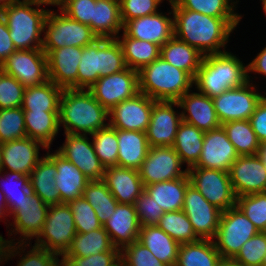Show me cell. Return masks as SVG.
<instances>
[{
    "mask_svg": "<svg viewBox=\"0 0 266 266\" xmlns=\"http://www.w3.org/2000/svg\"><path fill=\"white\" fill-rule=\"evenodd\" d=\"M174 36L196 48L201 54H220L243 18H215L172 4Z\"/></svg>",
    "mask_w": 266,
    "mask_h": 266,
    "instance_id": "cell-1",
    "label": "cell"
},
{
    "mask_svg": "<svg viewBox=\"0 0 266 266\" xmlns=\"http://www.w3.org/2000/svg\"><path fill=\"white\" fill-rule=\"evenodd\" d=\"M109 125V111L86 89H64L60 98L59 127L63 133L92 135Z\"/></svg>",
    "mask_w": 266,
    "mask_h": 266,
    "instance_id": "cell-2",
    "label": "cell"
},
{
    "mask_svg": "<svg viewBox=\"0 0 266 266\" xmlns=\"http://www.w3.org/2000/svg\"><path fill=\"white\" fill-rule=\"evenodd\" d=\"M230 51L204 55L194 78V88L210 98L248 82L247 63Z\"/></svg>",
    "mask_w": 266,
    "mask_h": 266,
    "instance_id": "cell-3",
    "label": "cell"
},
{
    "mask_svg": "<svg viewBox=\"0 0 266 266\" xmlns=\"http://www.w3.org/2000/svg\"><path fill=\"white\" fill-rule=\"evenodd\" d=\"M46 6L33 0H17L0 10L16 50L42 49L44 23L50 10Z\"/></svg>",
    "mask_w": 266,
    "mask_h": 266,
    "instance_id": "cell-4",
    "label": "cell"
},
{
    "mask_svg": "<svg viewBox=\"0 0 266 266\" xmlns=\"http://www.w3.org/2000/svg\"><path fill=\"white\" fill-rule=\"evenodd\" d=\"M139 92L155 101H178L181 96L194 88V78L157 58L138 71Z\"/></svg>",
    "mask_w": 266,
    "mask_h": 266,
    "instance_id": "cell-5",
    "label": "cell"
},
{
    "mask_svg": "<svg viewBox=\"0 0 266 266\" xmlns=\"http://www.w3.org/2000/svg\"><path fill=\"white\" fill-rule=\"evenodd\" d=\"M126 68L123 51L117 39L99 38L83 47L77 73V89L88 90L99 78Z\"/></svg>",
    "mask_w": 266,
    "mask_h": 266,
    "instance_id": "cell-6",
    "label": "cell"
},
{
    "mask_svg": "<svg viewBox=\"0 0 266 266\" xmlns=\"http://www.w3.org/2000/svg\"><path fill=\"white\" fill-rule=\"evenodd\" d=\"M97 39L88 25L70 18L59 8L50 9L44 23L42 50L52 52L64 46L85 47Z\"/></svg>",
    "mask_w": 266,
    "mask_h": 266,
    "instance_id": "cell-7",
    "label": "cell"
},
{
    "mask_svg": "<svg viewBox=\"0 0 266 266\" xmlns=\"http://www.w3.org/2000/svg\"><path fill=\"white\" fill-rule=\"evenodd\" d=\"M49 206L42 199L30 191L25 200L19 204H12L8 210L11 222L6 225L8 239L5 243L32 242L42 231L47 218ZM18 234V238H16ZM13 236V237H11Z\"/></svg>",
    "mask_w": 266,
    "mask_h": 266,
    "instance_id": "cell-8",
    "label": "cell"
},
{
    "mask_svg": "<svg viewBox=\"0 0 266 266\" xmlns=\"http://www.w3.org/2000/svg\"><path fill=\"white\" fill-rule=\"evenodd\" d=\"M77 234L73 213L67 203L49 206L42 231L34 245L63 256Z\"/></svg>",
    "mask_w": 266,
    "mask_h": 266,
    "instance_id": "cell-9",
    "label": "cell"
},
{
    "mask_svg": "<svg viewBox=\"0 0 266 266\" xmlns=\"http://www.w3.org/2000/svg\"><path fill=\"white\" fill-rule=\"evenodd\" d=\"M258 232L244 213L234 206L221 213L213 242L222 259H233L243 244Z\"/></svg>",
    "mask_w": 266,
    "mask_h": 266,
    "instance_id": "cell-10",
    "label": "cell"
},
{
    "mask_svg": "<svg viewBox=\"0 0 266 266\" xmlns=\"http://www.w3.org/2000/svg\"><path fill=\"white\" fill-rule=\"evenodd\" d=\"M253 82L248 81L243 86L224 91L221 95L213 97L217 117L222 124L249 120L266 92L258 90Z\"/></svg>",
    "mask_w": 266,
    "mask_h": 266,
    "instance_id": "cell-11",
    "label": "cell"
},
{
    "mask_svg": "<svg viewBox=\"0 0 266 266\" xmlns=\"http://www.w3.org/2000/svg\"><path fill=\"white\" fill-rule=\"evenodd\" d=\"M188 176L190 184H192L209 203L222 212L236 206L237 197L232 188L229 172L219 169L190 167L188 169Z\"/></svg>",
    "mask_w": 266,
    "mask_h": 266,
    "instance_id": "cell-12",
    "label": "cell"
},
{
    "mask_svg": "<svg viewBox=\"0 0 266 266\" xmlns=\"http://www.w3.org/2000/svg\"><path fill=\"white\" fill-rule=\"evenodd\" d=\"M25 88L42 85L49 80L47 56L42 49L16 50L0 66Z\"/></svg>",
    "mask_w": 266,
    "mask_h": 266,
    "instance_id": "cell-13",
    "label": "cell"
},
{
    "mask_svg": "<svg viewBox=\"0 0 266 266\" xmlns=\"http://www.w3.org/2000/svg\"><path fill=\"white\" fill-rule=\"evenodd\" d=\"M173 147H149L146 158L138 169L144 186L181 178L188 169Z\"/></svg>",
    "mask_w": 266,
    "mask_h": 266,
    "instance_id": "cell-14",
    "label": "cell"
},
{
    "mask_svg": "<svg viewBox=\"0 0 266 266\" xmlns=\"http://www.w3.org/2000/svg\"><path fill=\"white\" fill-rule=\"evenodd\" d=\"M108 111L139 93L138 71L127 67L121 72L99 78L89 89Z\"/></svg>",
    "mask_w": 266,
    "mask_h": 266,
    "instance_id": "cell-15",
    "label": "cell"
},
{
    "mask_svg": "<svg viewBox=\"0 0 266 266\" xmlns=\"http://www.w3.org/2000/svg\"><path fill=\"white\" fill-rule=\"evenodd\" d=\"M182 210L199 239H214L222 211L209 203L192 184L186 188Z\"/></svg>",
    "mask_w": 266,
    "mask_h": 266,
    "instance_id": "cell-16",
    "label": "cell"
},
{
    "mask_svg": "<svg viewBox=\"0 0 266 266\" xmlns=\"http://www.w3.org/2000/svg\"><path fill=\"white\" fill-rule=\"evenodd\" d=\"M64 143L56 151L76 165L80 171L93 180H103L105 167L98 159L90 135L63 133Z\"/></svg>",
    "mask_w": 266,
    "mask_h": 266,
    "instance_id": "cell-17",
    "label": "cell"
},
{
    "mask_svg": "<svg viewBox=\"0 0 266 266\" xmlns=\"http://www.w3.org/2000/svg\"><path fill=\"white\" fill-rule=\"evenodd\" d=\"M181 121L178 101H154L146 131L149 147H172Z\"/></svg>",
    "mask_w": 266,
    "mask_h": 266,
    "instance_id": "cell-18",
    "label": "cell"
},
{
    "mask_svg": "<svg viewBox=\"0 0 266 266\" xmlns=\"http://www.w3.org/2000/svg\"><path fill=\"white\" fill-rule=\"evenodd\" d=\"M229 177L236 197L266 192V168L259 154L239 156Z\"/></svg>",
    "mask_w": 266,
    "mask_h": 266,
    "instance_id": "cell-19",
    "label": "cell"
},
{
    "mask_svg": "<svg viewBox=\"0 0 266 266\" xmlns=\"http://www.w3.org/2000/svg\"><path fill=\"white\" fill-rule=\"evenodd\" d=\"M154 99L144 93H137L109 111V125L115 129L147 131L151 119Z\"/></svg>",
    "mask_w": 266,
    "mask_h": 266,
    "instance_id": "cell-20",
    "label": "cell"
},
{
    "mask_svg": "<svg viewBox=\"0 0 266 266\" xmlns=\"http://www.w3.org/2000/svg\"><path fill=\"white\" fill-rule=\"evenodd\" d=\"M170 9L167 8V12L160 10L152 15L126 21L123 24V32L128 37L162 46L174 36L172 5Z\"/></svg>",
    "mask_w": 266,
    "mask_h": 266,
    "instance_id": "cell-21",
    "label": "cell"
},
{
    "mask_svg": "<svg viewBox=\"0 0 266 266\" xmlns=\"http://www.w3.org/2000/svg\"><path fill=\"white\" fill-rule=\"evenodd\" d=\"M238 157L239 154L229 141L227 133L221 125L204 133L200 158L192 167L219 169L229 172L231 165Z\"/></svg>",
    "mask_w": 266,
    "mask_h": 266,
    "instance_id": "cell-22",
    "label": "cell"
},
{
    "mask_svg": "<svg viewBox=\"0 0 266 266\" xmlns=\"http://www.w3.org/2000/svg\"><path fill=\"white\" fill-rule=\"evenodd\" d=\"M3 171L30 175L32 169L44 157L40 149L47 150L42 143L29 137L1 143Z\"/></svg>",
    "mask_w": 266,
    "mask_h": 266,
    "instance_id": "cell-23",
    "label": "cell"
},
{
    "mask_svg": "<svg viewBox=\"0 0 266 266\" xmlns=\"http://www.w3.org/2000/svg\"><path fill=\"white\" fill-rule=\"evenodd\" d=\"M83 47L64 46L44 52L47 56L48 77L63 89H77V73Z\"/></svg>",
    "mask_w": 266,
    "mask_h": 266,
    "instance_id": "cell-24",
    "label": "cell"
},
{
    "mask_svg": "<svg viewBox=\"0 0 266 266\" xmlns=\"http://www.w3.org/2000/svg\"><path fill=\"white\" fill-rule=\"evenodd\" d=\"M178 103L183 121L204 132L221 126L212 98L198 92L195 88L181 96Z\"/></svg>",
    "mask_w": 266,
    "mask_h": 266,
    "instance_id": "cell-25",
    "label": "cell"
},
{
    "mask_svg": "<svg viewBox=\"0 0 266 266\" xmlns=\"http://www.w3.org/2000/svg\"><path fill=\"white\" fill-rule=\"evenodd\" d=\"M50 150L52 148L47 149L45 155L56 165L55 182L61 197V204L82 197L86 185L90 182L89 178L56 150Z\"/></svg>",
    "mask_w": 266,
    "mask_h": 266,
    "instance_id": "cell-26",
    "label": "cell"
},
{
    "mask_svg": "<svg viewBox=\"0 0 266 266\" xmlns=\"http://www.w3.org/2000/svg\"><path fill=\"white\" fill-rule=\"evenodd\" d=\"M103 228L112 245L119 250L137 241L141 226L135 205L118 203L114 214L104 223Z\"/></svg>",
    "mask_w": 266,
    "mask_h": 266,
    "instance_id": "cell-27",
    "label": "cell"
},
{
    "mask_svg": "<svg viewBox=\"0 0 266 266\" xmlns=\"http://www.w3.org/2000/svg\"><path fill=\"white\" fill-rule=\"evenodd\" d=\"M103 181L119 204L134 205L144 191L138 170L132 168H105Z\"/></svg>",
    "mask_w": 266,
    "mask_h": 266,
    "instance_id": "cell-28",
    "label": "cell"
},
{
    "mask_svg": "<svg viewBox=\"0 0 266 266\" xmlns=\"http://www.w3.org/2000/svg\"><path fill=\"white\" fill-rule=\"evenodd\" d=\"M33 242L5 243L0 250V266L16 258V266H51L60 256ZM31 248V249H30ZM14 257V258H13ZM19 259V260H18Z\"/></svg>",
    "mask_w": 266,
    "mask_h": 266,
    "instance_id": "cell-29",
    "label": "cell"
},
{
    "mask_svg": "<svg viewBox=\"0 0 266 266\" xmlns=\"http://www.w3.org/2000/svg\"><path fill=\"white\" fill-rule=\"evenodd\" d=\"M118 139L117 166L138 170L146 158L149 144L145 132L116 129Z\"/></svg>",
    "mask_w": 266,
    "mask_h": 266,
    "instance_id": "cell-30",
    "label": "cell"
},
{
    "mask_svg": "<svg viewBox=\"0 0 266 266\" xmlns=\"http://www.w3.org/2000/svg\"><path fill=\"white\" fill-rule=\"evenodd\" d=\"M56 174V165L44 154L29 175L31 191L48 206L61 204V197L56 188Z\"/></svg>",
    "mask_w": 266,
    "mask_h": 266,
    "instance_id": "cell-31",
    "label": "cell"
},
{
    "mask_svg": "<svg viewBox=\"0 0 266 266\" xmlns=\"http://www.w3.org/2000/svg\"><path fill=\"white\" fill-rule=\"evenodd\" d=\"M27 137L51 149L59 135V111H24Z\"/></svg>",
    "mask_w": 266,
    "mask_h": 266,
    "instance_id": "cell-32",
    "label": "cell"
},
{
    "mask_svg": "<svg viewBox=\"0 0 266 266\" xmlns=\"http://www.w3.org/2000/svg\"><path fill=\"white\" fill-rule=\"evenodd\" d=\"M137 241L148 248L159 261L167 266L176 265L180 243L158 226L141 227Z\"/></svg>",
    "mask_w": 266,
    "mask_h": 266,
    "instance_id": "cell-33",
    "label": "cell"
},
{
    "mask_svg": "<svg viewBox=\"0 0 266 266\" xmlns=\"http://www.w3.org/2000/svg\"><path fill=\"white\" fill-rule=\"evenodd\" d=\"M92 30L98 38L116 39L123 31L119 0H96Z\"/></svg>",
    "mask_w": 266,
    "mask_h": 266,
    "instance_id": "cell-34",
    "label": "cell"
},
{
    "mask_svg": "<svg viewBox=\"0 0 266 266\" xmlns=\"http://www.w3.org/2000/svg\"><path fill=\"white\" fill-rule=\"evenodd\" d=\"M190 184L188 173L174 180L144 186V191L163 208L164 212L180 211L183 208L186 188Z\"/></svg>",
    "mask_w": 266,
    "mask_h": 266,
    "instance_id": "cell-35",
    "label": "cell"
},
{
    "mask_svg": "<svg viewBox=\"0 0 266 266\" xmlns=\"http://www.w3.org/2000/svg\"><path fill=\"white\" fill-rule=\"evenodd\" d=\"M204 133L196 126L183 120L178 126L172 147L187 169L194 166L200 158Z\"/></svg>",
    "mask_w": 266,
    "mask_h": 266,
    "instance_id": "cell-36",
    "label": "cell"
},
{
    "mask_svg": "<svg viewBox=\"0 0 266 266\" xmlns=\"http://www.w3.org/2000/svg\"><path fill=\"white\" fill-rule=\"evenodd\" d=\"M160 57L195 78L204 55L196 48L173 36L161 46Z\"/></svg>",
    "mask_w": 266,
    "mask_h": 266,
    "instance_id": "cell-37",
    "label": "cell"
},
{
    "mask_svg": "<svg viewBox=\"0 0 266 266\" xmlns=\"http://www.w3.org/2000/svg\"><path fill=\"white\" fill-rule=\"evenodd\" d=\"M125 64L130 69L139 71L160 57L161 46L135 38L128 37L123 31L117 36Z\"/></svg>",
    "mask_w": 266,
    "mask_h": 266,
    "instance_id": "cell-38",
    "label": "cell"
},
{
    "mask_svg": "<svg viewBox=\"0 0 266 266\" xmlns=\"http://www.w3.org/2000/svg\"><path fill=\"white\" fill-rule=\"evenodd\" d=\"M221 260L213 240L199 239L180 244L175 266H218Z\"/></svg>",
    "mask_w": 266,
    "mask_h": 266,
    "instance_id": "cell-39",
    "label": "cell"
},
{
    "mask_svg": "<svg viewBox=\"0 0 266 266\" xmlns=\"http://www.w3.org/2000/svg\"><path fill=\"white\" fill-rule=\"evenodd\" d=\"M63 88L48 80L42 85L27 87L24 91V111H59Z\"/></svg>",
    "mask_w": 266,
    "mask_h": 266,
    "instance_id": "cell-40",
    "label": "cell"
},
{
    "mask_svg": "<svg viewBox=\"0 0 266 266\" xmlns=\"http://www.w3.org/2000/svg\"><path fill=\"white\" fill-rule=\"evenodd\" d=\"M113 247L107 231L102 226L88 233H77L63 256L88 257L110 251Z\"/></svg>",
    "mask_w": 266,
    "mask_h": 266,
    "instance_id": "cell-41",
    "label": "cell"
},
{
    "mask_svg": "<svg viewBox=\"0 0 266 266\" xmlns=\"http://www.w3.org/2000/svg\"><path fill=\"white\" fill-rule=\"evenodd\" d=\"M222 127L239 156L259 154L261 143L249 120L230 121L222 124Z\"/></svg>",
    "mask_w": 266,
    "mask_h": 266,
    "instance_id": "cell-42",
    "label": "cell"
},
{
    "mask_svg": "<svg viewBox=\"0 0 266 266\" xmlns=\"http://www.w3.org/2000/svg\"><path fill=\"white\" fill-rule=\"evenodd\" d=\"M82 196L90 203L102 225L114 214L118 204L103 180L90 181Z\"/></svg>",
    "mask_w": 266,
    "mask_h": 266,
    "instance_id": "cell-43",
    "label": "cell"
},
{
    "mask_svg": "<svg viewBox=\"0 0 266 266\" xmlns=\"http://www.w3.org/2000/svg\"><path fill=\"white\" fill-rule=\"evenodd\" d=\"M182 9L192 10L215 18H243L237 11L239 0H175Z\"/></svg>",
    "mask_w": 266,
    "mask_h": 266,
    "instance_id": "cell-44",
    "label": "cell"
},
{
    "mask_svg": "<svg viewBox=\"0 0 266 266\" xmlns=\"http://www.w3.org/2000/svg\"><path fill=\"white\" fill-rule=\"evenodd\" d=\"M157 226L180 244L199 240L183 210L164 212Z\"/></svg>",
    "mask_w": 266,
    "mask_h": 266,
    "instance_id": "cell-45",
    "label": "cell"
},
{
    "mask_svg": "<svg viewBox=\"0 0 266 266\" xmlns=\"http://www.w3.org/2000/svg\"><path fill=\"white\" fill-rule=\"evenodd\" d=\"M95 153L105 168L117 166L118 139L116 129L108 125L90 135Z\"/></svg>",
    "mask_w": 266,
    "mask_h": 266,
    "instance_id": "cell-46",
    "label": "cell"
},
{
    "mask_svg": "<svg viewBox=\"0 0 266 266\" xmlns=\"http://www.w3.org/2000/svg\"><path fill=\"white\" fill-rule=\"evenodd\" d=\"M26 137L22 107L0 109V144Z\"/></svg>",
    "mask_w": 266,
    "mask_h": 266,
    "instance_id": "cell-47",
    "label": "cell"
},
{
    "mask_svg": "<svg viewBox=\"0 0 266 266\" xmlns=\"http://www.w3.org/2000/svg\"><path fill=\"white\" fill-rule=\"evenodd\" d=\"M0 189L5 195L8 208L25 200L31 191L29 175L20 172L2 171L0 174Z\"/></svg>",
    "mask_w": 266,
    "mask_h": 266,
    "instance_id": "cell-48",
    "label": "cell"
},
{
    "mask_svg": "<svg viewBox=\"0 0 266 266\" xmlns=\"http://www.w3.org/2000/svg\"><path fill=\"white\" fill-rule=\"evenodd\" d=\"M236 206L260 232H266V192L237 197Z\"/></svg>",
    "mask_w": 266,
    "mask_h": 266,
    "instance_id": "cell-49",
    "label": "cell"
},
{
    "mask_svg": "<svg viewBox=\"0 0 266 266\" xmlns=\"http://www.w3.org/2000/svg\"><path fill=\"white\" fill-rule=\"evenodd\" d=\"M266 256V232H258L246 241L233 258L242 266H262Z\"/></svg>",
    "mask_w": 266,
    "mask_h": 266,
    "instance_id": "cell-50",
    "label": "cell"
},
{
    "mask_svg": "<svg viewBox=\"0 0 266 266\" xmlns=\"http://www.w3.org/2000/svg\"><path fill=\"white\" fill-rule=\"evenodd\" d=\"M67 204L73 213L77 233H88L103 226L96 216V212L83 196L71 200Z\"/></svg>",
    "mask_w": 266,
    "mask_h": 266,
    "instance_id": "cell-51",
    "label": "cell"
},
{
    "mask_svg": "<svg viewBox=\"0 0 266 266\" xmlns=\"http://www.w3.org/2000/svg\"><path fill=\"white\" fill-rule=\"evenodd\" d=\"M25 89L15 77L0 70V109L21 107Z\"/></svg>",
    "mask_w": 266,
    "mask_h": 266,
    "instance_id": "cell-52",
    "label": "cell"
},
{
    "mask_svg": "<svg viewBox=\"0 0 266 266\" xmlns=\"http://www.w3.org/2000/svg\"><path fill=\"white\" fill-rule=\"evenodd\" d=\"M120 259L129 266H167L138 241L123 247L120 250Z\"/></svg>",
    "mask_w": 266,
    "mask_h": 266,
    "instance_id": "cell-53",
    "label": "cell"
},
{
    "mask_svg": "<svg viewBox=\"0 0 266 266\" xmlns=\"http://www.w3.org/2000/svg\"><path fill=\"white\" fill-rule=\"evenodd\" d=\"M119 4L123 24L135 18L155 14L162 5L159 0H119Z\"/></svg>",
    "mask_w": 266,
    "mask_h": 266,
    "instance_id": "cell-54",
    "label": "cell"
},
{
    "mask_svg": "<svg viewBox=\"0 0 266 266\" xmlns=\"http://www.w3.org/2000/svg\"><path fill=\"white\" fill-rule=\"evenodd\" d=\"M134 205L141 227L157 226L160 218L164 214L163 208L157 205L155 200L145 191L142 192Z\"/></svg>",
    "mask_w": 266,
    "mask_h": 266,
    "instance_id": "cell-55",
    "label": "cell"
},
{
    "mask_svg": "<svg viewBox=\"0 0 266 266\" xmlns=\"http://www.w3.org/2000/svg\"><path fill=\"white\" fill-rule=\"evenodd\" d=\"M96 0H63L57 7L70 18L92 29L93 4Z\"/></svg>",
    "mask_w": 266,
    "mask_h": 266,
    "instance_id": "cell-56",
    "label": "cell"
},
{
    "mask_svg": "<svg viewBox=\"0 0 266 266\" xmlns=\"http://www.w3.org/2000/svg\"><path fill=\"white\" fill-rule=\"evenodd\" d=\"M69 266H116L120 260V250L113 247L110 251L88 257L63 256Z\"/></svg>",
    "mask_w": 266,
    "mask_h": 266,
    "instance_id": "cell-57",
    "label": "cell"
},
{
    "mask_svg": "<svg viewBox=\"0 0 266 266\" xmlns=\"http://www.w3.org/2000/svg\"><path fill=\"white\" fill-rule=\"evenodd\" d=\"M249 122L259 142L261 144L266 143V95L257 105L254 113L249 118Z\"/></svg>",
    "mask_w": 266,
    "mask_h": 266,
    "instance_id": "cell-58",
    "label": "cell"
},
{
    "mask_svg": "<svg viewBox=\"0 0 266 266\" xmlns=\"http://www.w3.org/2000/svg\"><path fill=\"white\" fill-rule=\"evenodd\" d=\"M16 48L10 38V32L4 16L0 12V66Z\"/></svg>",
    "mask_w": 266,
    "mask_h": 266,
    "instance_id": "cell-59",
    "label": "cell"
},
{
    "mask_svg": "<svg viewBox=\"0 0 266 266\" xmlns=\"http://www.w3.org/2000/svg\"><path fill=\"white\" fill-rule=\"evenodd\" d=\"M247 69H248V81L250 82H255L257 86H260L254 81L253 79L256 78V76H262L261 79H264L263 77L266 78V44L265 47H263L259 53L256 54L253 60H251L249 63H247ZM253 77L251 74H253ZM257 74V75H256Z\"/></svg>",
    "mask_w": 266,
    "mask_h": 266,
    "instance_id": "cell-60",
    "label": "cell"
},
{
    "mask_svg": "<svg viewBox=\"0 0 266 266\" xmlns=\"http://www.w3.org/2000/svg\"><path fill=\"white\" fill-rule=\"evenodd\" d=\"M7 217L10 218L7 201H6L4 193L0 189V222H4L5 226L11 221L10 219L8 220Z\"/></svg>",
    "mask_w": 266,
    "mask_h": 266,
    "instance_id": "cell-61",
    "label": "cell"
},
{
    "mask_svg": "<svg viewBox=\"0 0 266 266\" xmlns=\"http://www.w3.org/2000/svg\"><path fill=\"white\" fill-rule=\"evenodd\" d=\"M33 1L48 5L49 7L50 6L58 7L63 0H33Z\"/></svg>",
    "mask_w": 266,
    "mask_h": 266,
    "instance_id": "cell-62",
    "label": "cell"
},
{
    "mask_svg": "<svg viewBox=\"0 0 266 266\" xmlns=\"http://www.w3.org/2000/svg\"><path fill=\"white\" fill-rule=\"evenodd\" d=\"M218 266H242L235 262L233 259H222Z\"/></svg>",
    "mask_w": 266,
    "mask_h": 266,
    "instance_id": "cell-63",
    "label": "cell"
},
{
    "mask_svg": "<svg viewBox=\"0 0 266 266\" xmlns=\"http://www.w3.org/2000/svg\"><path fill=\"white\" fill-rule=\"evenodd\" d=\"M51 266H69L68 262L63 256H60Z\"/></svg>",
    "mask_w": 266,
    "mask_h": 266,
    "instance_id": "cell-64",
    "label": "cell"
},
{
    "mask_svg": "<svg viewBox=\"0 0 266 266\" xmlns=\"http://www.w3.org/2000/svg\"><path fill=\"white\" fill-rule=\"evenodd\" d=\"M259 155L262 157L266 168V143L261 144Z\"/></svg>",
    "mask_w": 266,
    "mask_h": 266,
    "instance_id": "cell-65",
    "label": "cell"
},
{
    "mask_svg": "<svg viewBox=\"0 0 266 266\" xmlns=\"http://www.w3.org/2000/svg\"><path fill=\"white\" fill-rule=\"evenodd\" d=\"M17 0H0V10L4 7H7L10 3H13Z\"/></svg>",
    "mask_w": 266,
    "mask_h": 266,
    "instance_id": "cell-66",
    "label": "cell"
},
{
    "mask_svg": "<svg viewBox=\"0 0 266 266\" xmlns=\"http://www.w3.org/2000/svg\"><path fill=\"white\" fill-rule=\"evenodd\" d=\"M260 3L262 4L263 13L266 16V0H260Z\"/></svg>",
    "mask_w": 266,
    "mask_h": 266,
    "instance_id": "cell-67",
    "label": "cell"
},
{
    "mask_svg": "<svg viewBox=\"0 0 266 266\" xmlns=\"http://www.w3.org/2000/svg\"><path fill=\"white\" fill-rule=\"evenodd\" d=\"M3 168H2V155H1V145H0V174L2 173Z\"/></svg>",
    "mask_w": 266,
    "mask_h": 266,
    "instance_id": "cell-68",
    "label": "cell"
},
{
    "mask_svg": "<svg viewBox=\"0 0 266 266\" xmlns=\"http://www.w3.org/2000/svg\"><path fill=\"white\" fill-rule=\"evenodd\" d=\"M4 236H2V234H0V250H1V247L5 244V242H4V239L5 238H3Z\"/></svg>",
    "mask_w": 266,
    "mask_h": 266,
    "instance_id": "cell-69",
    "label": "cell"
},
{
    "mask_svg": "<svg viewBox=\"0 0 266 266\" xmlns=\"http://www.w3.org/2000/svg\"><path fill=\"white\" fill-rule=\"evenodd\" d=\"M116 266H129L125 262H123L121 259L117 262Z\"/></svg>",
    "mask_w": 266,
    "mask_h": 266,
    "instance_id": "cell-70",
    "label": "cell"
},
{
    "mask_svg": "<svg viewBox=\"0 0 266 266\" xmlns=\"http://www.w3.org/2000/svg\"><path fill=\"white\" fill-rule=\"evenodd\" d=\"M161 3H164L165 0H159ZM168 2V4L171 6L175 0H166Z\"/></svg>",
    "mask_w": 266,
    "mask_h": 266,
    "instance_id": "cell-71",
    "label": "cell"
}]
</instances>
